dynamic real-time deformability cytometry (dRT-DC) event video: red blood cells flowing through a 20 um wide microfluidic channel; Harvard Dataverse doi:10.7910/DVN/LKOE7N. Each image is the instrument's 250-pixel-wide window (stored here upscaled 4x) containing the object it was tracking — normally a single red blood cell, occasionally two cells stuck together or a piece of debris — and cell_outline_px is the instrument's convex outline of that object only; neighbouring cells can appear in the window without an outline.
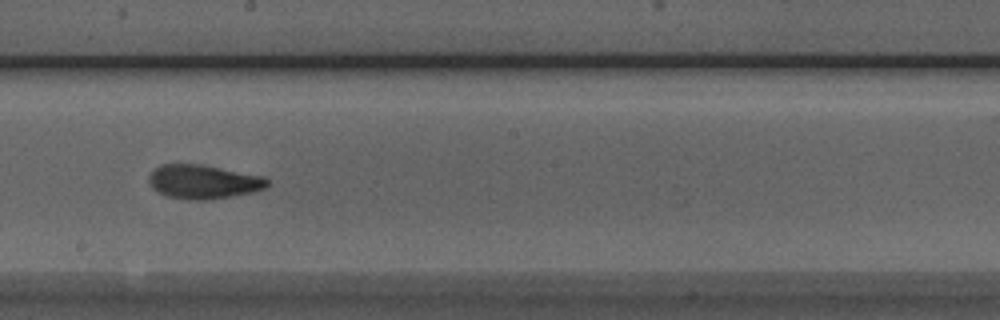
{"species": "Egyptian fruit bat (a non-hibernating species)", "species_latin": "Rousettus aegyptiacus", "temperature_condition": "room temperature", "stored_images_in_passage": 32, "camera_frame_rate_fps": 3000, "um_per_image_px": 0.085, "animal": {"sex": "male"}, "frame": {"image": 1, "passage_image": 27, "time_ms": 8.667, "image_size_px": [1000, 320], "cell_outline_px": [[268, 184], [264, 188], [252, 192], [208, 200], [192, 200], [168, 196], [156, 192], [152, 188], [148, 180], [148, 176], [160, 164], [200, 164], [264, 176], [268, 180]], "centroid_in_image_um": [17.25, 15.45], "position_along_channel_um": 230.9, "area_um2": 23.35}}